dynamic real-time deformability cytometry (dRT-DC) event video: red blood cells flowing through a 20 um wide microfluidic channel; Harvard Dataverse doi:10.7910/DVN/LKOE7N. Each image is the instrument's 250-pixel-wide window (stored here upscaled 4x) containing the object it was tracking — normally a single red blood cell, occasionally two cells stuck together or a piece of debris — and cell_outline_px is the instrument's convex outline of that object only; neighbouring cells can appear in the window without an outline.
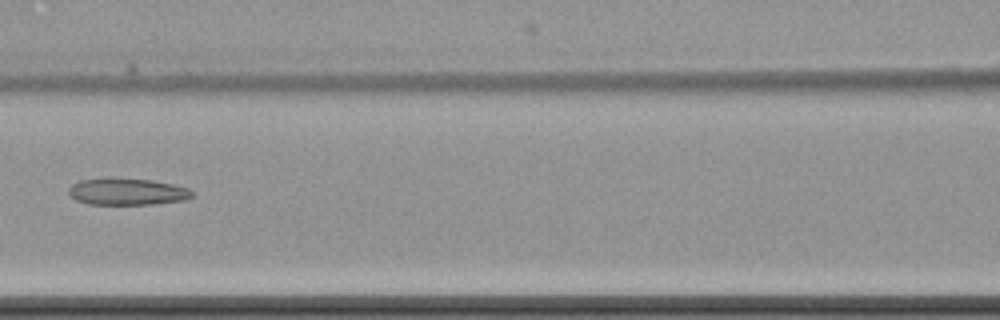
{"species": "common noctule bat (a hibernating species)", "species_latin": "Nyctalus noctula", "temperature_condition": "cold", "stored_images_in_passage": 3, "camera_frame_rate_fps": 3000, "um_per_image_px": 0.085, "animal": {"sex": "female", "body_mass_g": 22.7, "forearm_length_mm": 54.2}, "frame": {"image": 1, "passage_image": 3, "time_ms": 3.667, "image_size_px": [1000, 320], "cell_outline_px": [[196, 192], [192, 196], [184, 200], [156, 204], [88, 204], [76, 200], [68, 196], [68, 188], [72, 184], [80, 180], [108, 176], [112, 176], [152, 180], [172, 184], [188, 188]], "centroid_in_image_um": [10.77, 16.26], "position_along_channel_um": 155.8, "area_um2": 19.88}}